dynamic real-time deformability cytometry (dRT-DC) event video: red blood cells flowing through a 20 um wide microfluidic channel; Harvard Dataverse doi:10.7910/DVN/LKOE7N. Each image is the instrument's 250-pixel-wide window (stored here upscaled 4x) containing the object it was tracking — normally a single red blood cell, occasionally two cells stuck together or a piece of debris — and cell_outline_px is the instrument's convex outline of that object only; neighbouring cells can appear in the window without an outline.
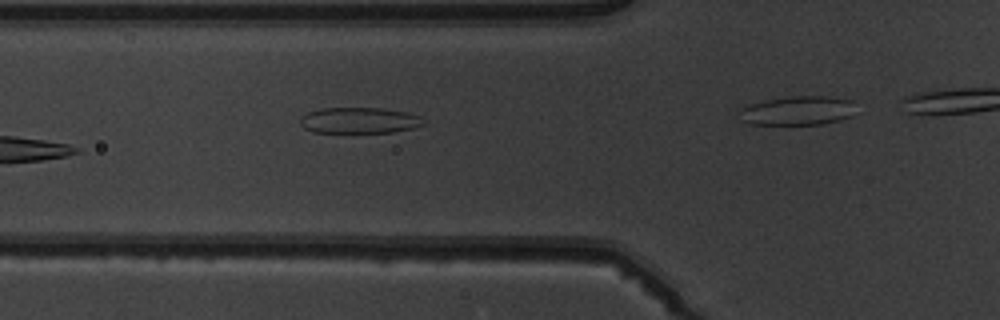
{"species": "common noctule bat (a hibernating species)", "species_latin": "Nyctalus noctula", "temperature_condition": "warm", "stored_images_in_passage": 7, "camera_frame_rate_fps": 3000, "um_per_image_px": 0.085, "animal": {"sex": "male", "body_mass_g": 19.5, "forearm_length_mm": 54.6}, "frame": {"image": 1, "passage_image": 6, "time_ms": 6.0, "image_size_px": [1000, 320], "cell_outline_px": [[424, 124], [412, 128], [392, 132], [312, 132], [304, 128], [300, 124], [300, 120], [308, 112], [320, 108], [384, 108], [408, 112], [420, 116]], "centroid_in_image_um": [30.54, 10.22], "position_along_channel_um": 95.3, "area_um2": 18.55}}